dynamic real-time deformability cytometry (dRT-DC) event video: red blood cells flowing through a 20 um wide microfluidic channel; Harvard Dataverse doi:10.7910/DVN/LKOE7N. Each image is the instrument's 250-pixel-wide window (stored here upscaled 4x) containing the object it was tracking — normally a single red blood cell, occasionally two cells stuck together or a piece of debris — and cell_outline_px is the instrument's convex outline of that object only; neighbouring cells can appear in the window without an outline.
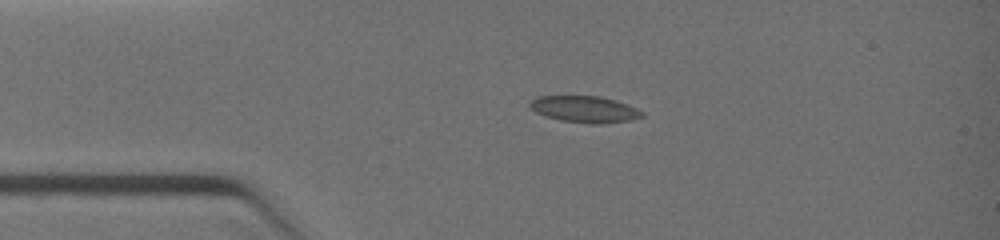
{"species": "common noctule bat (a hibernating species)", "species_latin": "Nyctalus noctula", "temperature_condition": "warm", "stored_images_in_passage": 10, "camera_frame_rate_fps": 3000, "um_per_image_px": 0.085, "animal": {"sex": "female", "body_mass_g": 19.0, "forearm_length_mm": 51.5}, "frame": {"image": 1, "passage_image": 4, "time_ms": 2.0, "image_size_px": [1000, 240], "cell_outline_px": [[644, 116], [632, 120], [604, 124], [592, 124], [560, 120], [544, 116], [528, 108], [528, 104], [536, 96], [600, 96], [616, 100], [628, 104], [644, 112]], "centroid_in_image_um": [49.7, 9.29], "position_along_channel_um": 35.3, "area_um2": 17.63}}
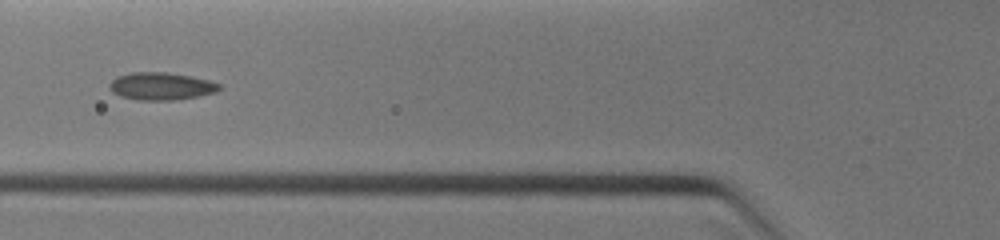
{"frame": {"image": 2, "passage_image": 7, "time_ms": 4.0, "image_size_px": [1000, 240], "cell_outline_px": [[220, 88], [216, 92], [196, 96], [172, 100], [140, 100], [120, 96], [112, 92], [108, 88], [108, 84], [116, 76], [132, 72], [168, 72], [192, 76], [208, 80], [220, 84]], "centroid_in_image_um": [13.65, 7.31], "position_along_channel_um": 112.1, "area_um2": 17.63}}
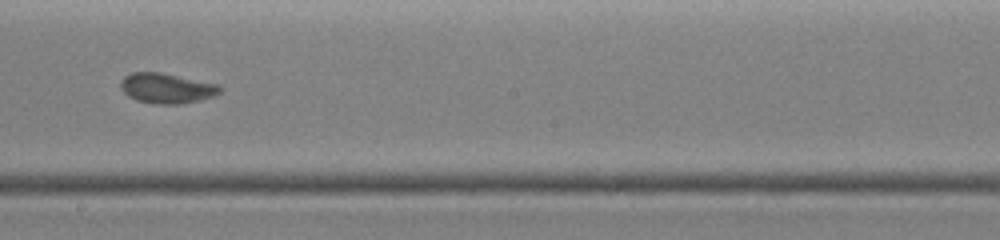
{"frame": {"image": 3, "passage_image": 10, "time_ms": 6.333, "image_size_px": [1000, 240], "cell_outline_px": [[224, 88], [220, 92], [212, 96], [200, 100], [180, 104], [156, 104], [136, 100], [128, 96], [120, 88], [120, 80], [124, 76], [132, 72], [160, 72], [216, 84]], "centroid_in_image_um": [14.13, 7.5], "position_along_channel_um": 234.1, "area_um2": 17.4}}